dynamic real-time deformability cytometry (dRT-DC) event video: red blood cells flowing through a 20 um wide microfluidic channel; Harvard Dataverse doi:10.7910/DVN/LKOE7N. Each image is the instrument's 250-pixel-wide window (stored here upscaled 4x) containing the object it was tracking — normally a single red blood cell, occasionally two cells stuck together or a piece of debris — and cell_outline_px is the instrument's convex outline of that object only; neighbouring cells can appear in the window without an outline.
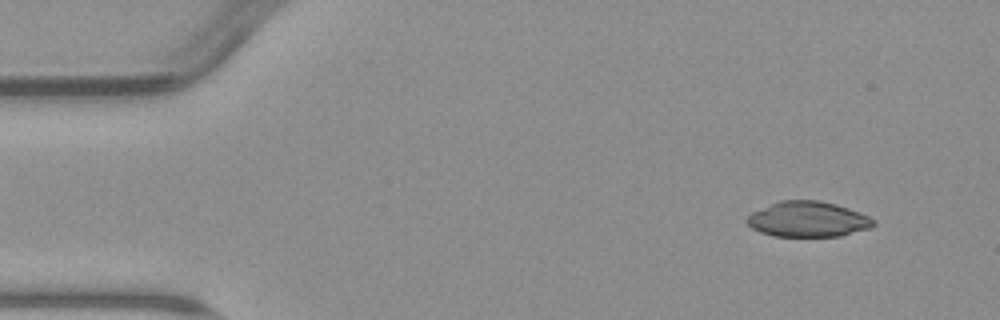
{"species": "common noctule bat (a hibernating species)", "species_latin": "Nyctalus noctula", "temperature_condition": "warm", "stored_images_in_passage": 3, "camera_frame_rate_fps": 3000, "um_per_image_px": 0.085, "animal": {"sex": "male", "body_mass_g": 23.1, "forearm_length_mm": 52.7}, "frame": {"image": 1, "passage_image": 1, "time_ms": 0.0, "image_size_px": [1000, 320], "cell_outline_px": [[876, 224], [868, 228], [840, 236], [772, 236], [760, 232], [752, 228], [744, 220], [752, 212], [780, 200], [820, 200], [836, 204], [860, 212], [868, 216]], "centroid_in_image_um": [68.64, 18.63], "position_along_channel_um": 16.4, "area_um2": 26.01}}